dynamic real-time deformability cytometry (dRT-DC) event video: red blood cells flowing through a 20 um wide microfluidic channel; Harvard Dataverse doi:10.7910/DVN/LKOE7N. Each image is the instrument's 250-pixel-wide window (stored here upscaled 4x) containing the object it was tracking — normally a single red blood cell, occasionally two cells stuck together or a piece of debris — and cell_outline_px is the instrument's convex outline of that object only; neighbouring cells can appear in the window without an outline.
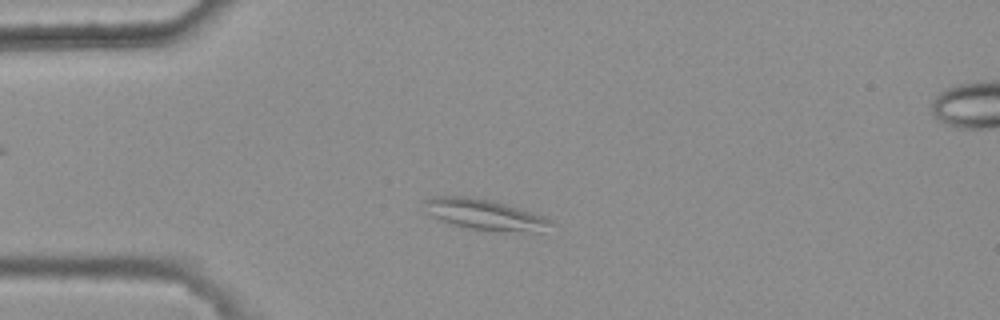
{"species": "common noctule bat (a hibernating species)", "species_latin": "Nyctalus noctula", "temperature_condition": "warm", "stored_images_in_passage": 36, "camera_frame_rate_fps": 3000, "um_per_image_px": 0.085, "animal": {"sex": "female", "body_mass_g": 25.1}, "frame": {"image": 1, "passage_image": 6, "time_ms": 1.667, "image_size_px": [1000, 320], "cell_outline_px": [[556, 224], [540, 232], [504, 232], [472, 228], [452, 224], [432, 216], [424, 212], [420, 204], [424, 200], [432, 196], [464, 196], [488, 200], [520, 208], [544, 216], [552, 220]], "centroid_in_image_um": [41.19, 18.24], "position_along_channel_um": 43.8, "area_um2": 22.83}}
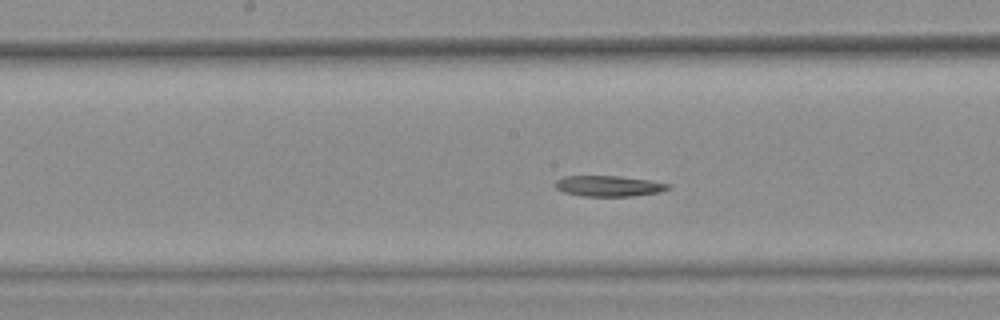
{"frame": {"image": 2, "passage_image": 20, "time_ms": 6.333, "image_size_px": [1000, 320], "cell_outline_px": [[672, 188], [660, 192], [632, 196], [580, 196], [564, 192], [556, 188], [552, 184], [556, 180], [564, 176], [620, 176], [648, 180], [672, 184]], "centroid_in_image_um": [51.74, 15.81], "position_along_channel_um": 196.5, "area_um2": 13.81}}
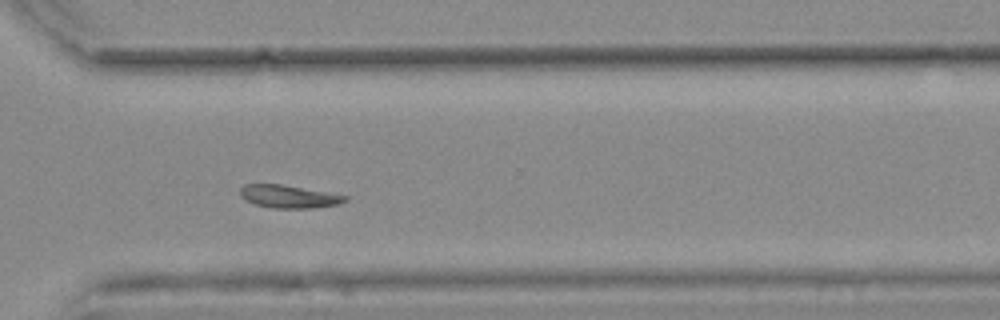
{"frame": {"image": 3, "passage_image": 32, "time_ms": 10.333, "image_size_px": [1000, 320], "cell_outline_px": [[348, 200], [340, 204], [312, 208], [272, 208], [256, 204], [244, 200], [240, 196], [240, 188], [244, 184], [280, 184], [348, 196]], "centroid_in_image_um": [24.53, 16.71], "position_along_channel_um": 346.1, "area_um2": 13.93}}